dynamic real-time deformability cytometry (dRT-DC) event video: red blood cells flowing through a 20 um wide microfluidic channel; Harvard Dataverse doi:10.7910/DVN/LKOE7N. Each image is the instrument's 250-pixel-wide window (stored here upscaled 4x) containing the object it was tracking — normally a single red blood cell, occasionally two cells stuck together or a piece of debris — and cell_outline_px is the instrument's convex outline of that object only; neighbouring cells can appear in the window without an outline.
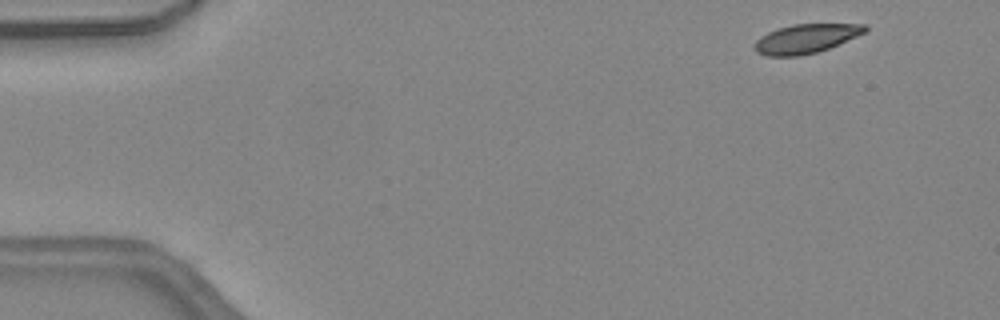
{"species": "common noctule bat (a hibernating species)", "species_latin": "Nyctalus noctula", "temperature_condition": "warm", "stored_images_in_passage": 9, "camera_frame_rate_fps": 3000, "um_per_image_px": 0.085, "animal": {"sex": "female", "body_mass_g": 24.6, "forearm_length_mm": 56.2}, "frame": {"image": 1, "passage_image": 2, "time_ms": 0.333, "image_size_px": [1000, 320], "cell_outline_px": [[868, 28], [864, 32], [856, 36], [828, 48], [816, 52], [800, 56], [768, 56], [756, 52], [752, 48], [756, 40], [760, 36], [776, 28], [792, 24], [864, 24]], "centroid_in_image_um": [68.42, 3.28], "position_along_channel_um": 16.6, "area_um2": 18.67}}